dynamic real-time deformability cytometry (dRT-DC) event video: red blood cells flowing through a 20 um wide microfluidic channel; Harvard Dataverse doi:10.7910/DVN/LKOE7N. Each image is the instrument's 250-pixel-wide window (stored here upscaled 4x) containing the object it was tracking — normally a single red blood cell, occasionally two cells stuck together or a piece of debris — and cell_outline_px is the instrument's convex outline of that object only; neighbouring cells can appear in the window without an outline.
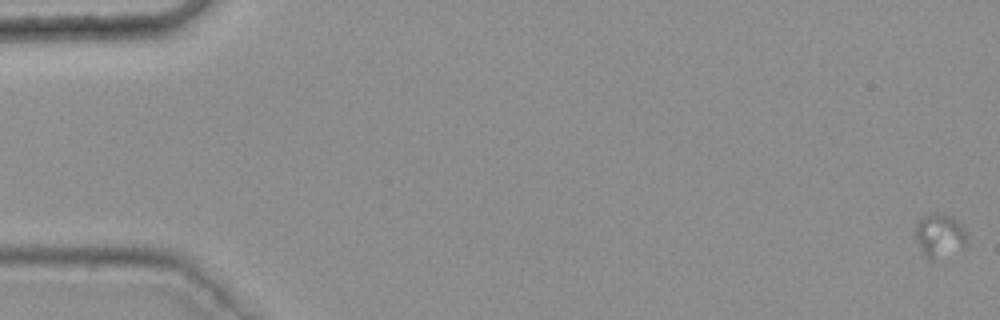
{"species": "common noctule bat (a hibernating species)", "species_latin": "Nyctalus noctula", "temperature_condition": "warm", "stored_images_in_passage": 22, "camera_frame_rate_fps": 3000, "um_per_image_px": 0.085, "animal": {"sex": "female", "body_mass_g": 25.1}, "frame": {"image": 1, "passage_image": 1, "time_ms": 0.0, "image_size_px": [1000, 320], "cell_outline_px": [[964, 244], [932, 260], [924, 252], [916, 236], [916, 220], [932, 212], [936, 212], [948, 216], [956, 220], [964, 228]], "centroid_in_image_um": [79.81, 19.92], "position_along_channel_um": 5.2, "area_um2": 11.96}}
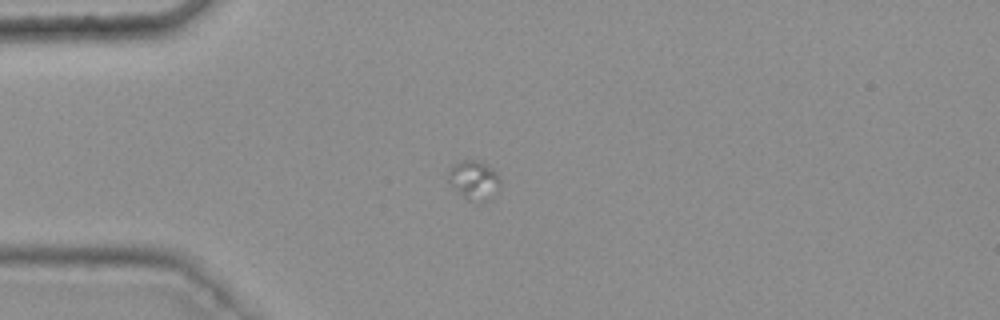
{"frame": {"image": 2, "passage_image": 16, "time_ms": 5.0, "image_size_px": [1000, 320], "cell_outline_px": [[500, 184], [472, 200], [468, 200], [448, 180], [448, 172], [460, 160], [480, 160], [492, 168], [500, 176]], "centroid_in_image_um": [40.22, 15.14], "position_along_channel_um": 44.8, "area_um2": 10.4}}